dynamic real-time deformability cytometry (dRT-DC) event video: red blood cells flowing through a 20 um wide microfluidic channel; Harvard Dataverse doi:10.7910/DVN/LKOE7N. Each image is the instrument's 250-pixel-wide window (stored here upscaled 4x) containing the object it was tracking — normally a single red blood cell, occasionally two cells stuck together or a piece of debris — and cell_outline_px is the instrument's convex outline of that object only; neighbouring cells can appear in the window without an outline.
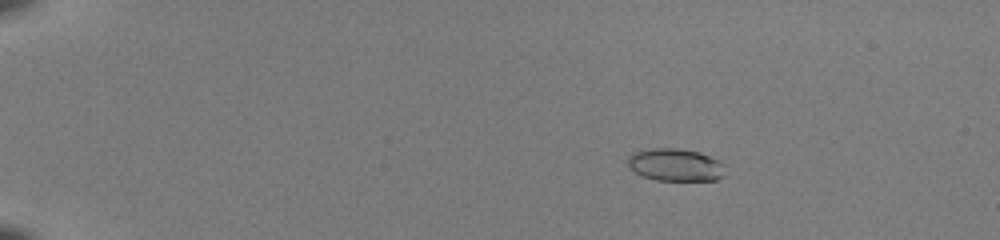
{"species": "common noctule bat (a hibernating species)", "species_latin": "Nyctalus noctula", "temperature_condition": "room temperature", "stored_images_in_passage": 44, "camera_frame_rate_fps": 3000, "um_per_image_px": 0.085, "animal": {"sex": "female", "body_mass_g": 22.0, "forearm_length_mm": 56.7}, "frame": {"image": 1, "passage_image": 1, "time_ms": 0.0, "image_size_px": [1000, 240], "cell_outline_px": [[724, 176], [716, 180], [656, 180], [640, 176], [628, 164], [628, 156], [632, 152], [652, 148], [676, 148], [700, 152], [720, 160], [724, 164]], "centroid_in_image_um": [57.43, 14.01], "position_along_channel_um": 27.6, "area_um2": 18.61}}
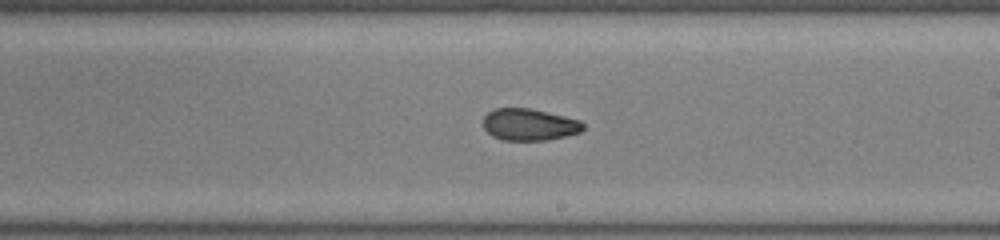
{"frame": {"image": 2, "passage_image": 25, "time_ms": 8.0, "image_size_px": [1000, 240], "cell_outline_px": [[584, 128], [580, 132], [548, 140], [504, 140], [492, 136], [484, 128], [484, 116], [488, 112], [496, 108], [532, 108], [580, 120], [584, 124]], "centroid_in_image_um": [44.99, 10.58], "position_along_channel_um": 244.0, "area_um2": 18.5}}
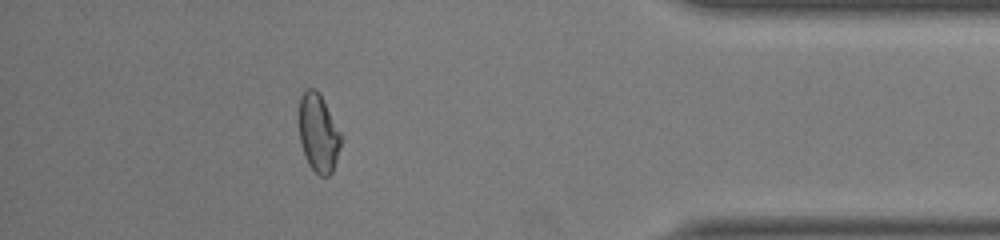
{"frame": {"image": 3, "passage_image": 39, "time_ms": 12.667, "image_size_px": [1000, 240], "cell_outline_px": [[340, 148], [332, 172], [328, 176], [320, 176], [308, 164], [300, 140], [300, 96], [308, 88], [316, 88], [320, 92], [340, 132]], "centroid_in_image_um": [27.07, 11.29], "position_along_channel_um": 408.1, "area_um2": 18.79}, "authors_computed_cell_mechanics": {"area_um2": 19.0451, "velocity_mm_per_s": 4.0998, "shape_relaxation_time_tau1_ms": null, "shape_relaxation_time_tau2_ms": 1.9802, "deformation_change_tau1": null, "deformation_change_tau2": 0.0635}}